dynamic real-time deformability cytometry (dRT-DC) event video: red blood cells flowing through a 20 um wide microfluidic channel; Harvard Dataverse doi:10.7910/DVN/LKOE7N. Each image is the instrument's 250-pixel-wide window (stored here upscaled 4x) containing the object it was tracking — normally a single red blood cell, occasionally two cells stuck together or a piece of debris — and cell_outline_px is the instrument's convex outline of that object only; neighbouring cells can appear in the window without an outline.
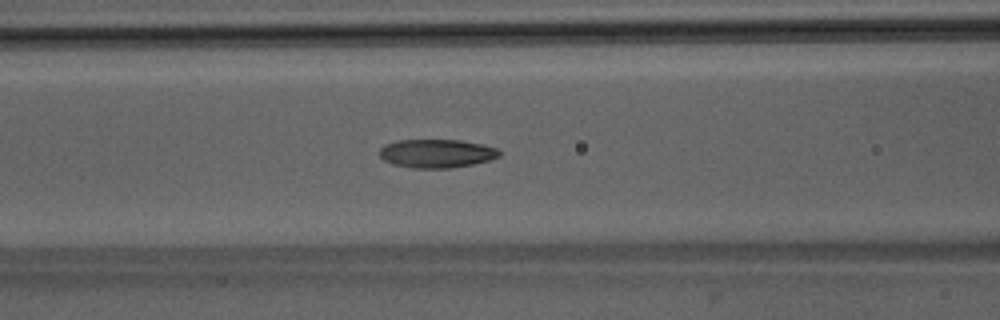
{"species": "Egyptian fruit bat (a non-hibernating species)", "species_latin": "Rousettus aegyptiacus", "temperature_condition": "room temperature", "stored_images_in_passage": 51, "camera_frame_rate_fps": 3000, "um_per_image_px": 0.085, "animal": {"sex": "male"}, "frame": {"image": 1, "passage_image": 21, "time_ms": 6.667, "image_size_px": [1000, 320], "cell_outline_px": [[500, 156], [488, 160], [472, 164], [448, 168], [412, 168], [392, 164], [384, 160], [380, 156], [380, 148], [384, 144], [396, 140], [460, 140], [480, 144], [496, 148], [500, 152]], "centroid_in_image_um": [37.06, 13.04], "position_along_channel_um": 129.5, "area_um2": 19.83}}
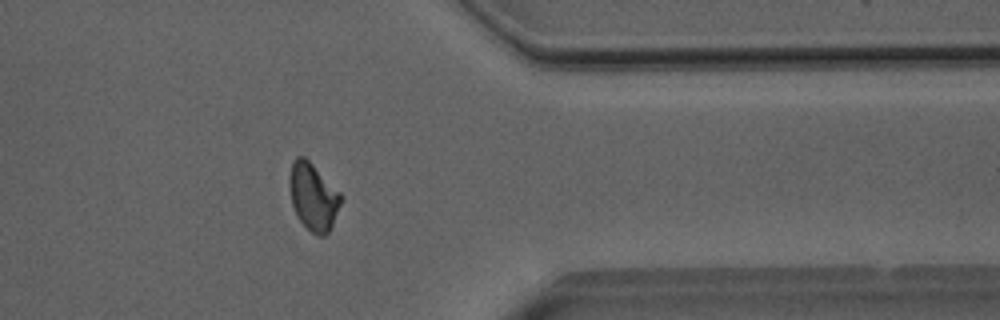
{"frame": {"image": 2, "passage_image": 41, "time_ms": 13.333, "image_size_px": [1000, 320], "cell_outline_px": [[344, 200], [328, 232], [324, 236], [316, 236], [300, 220], [292, 204], [288, 180], [292, 164], [296, 156], [304, 156], [344, 196]], "centroid_in_image_um": [26.65, 16.72], "position_along_channel_um": 384.8, "area_um2": 20.06}}
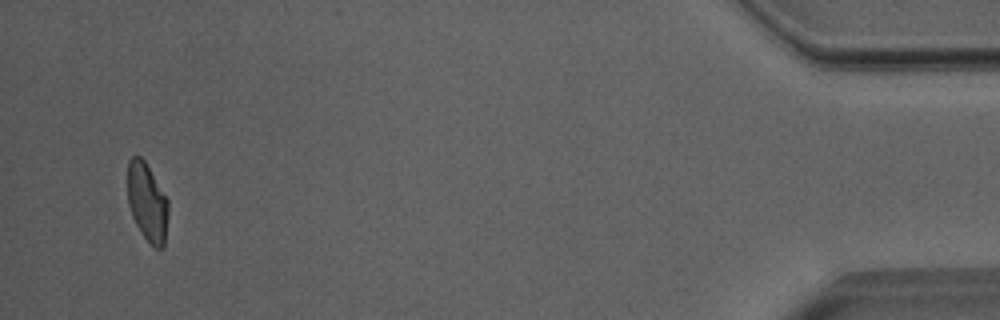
{"frame": {"image": 3, "passage_image": 49, "time_ms": 16.0, "image_size_px": [1000, 320], "cell_outline_px": [[168, 216], [164, 248], [156, 248], [144, 236], [136, 224], [132, 216], [128, 204], [128, 160], [132, 156], [140, 156], [144, 160], [168, 200]], "centroid_in_image_um": [12.51, 17.19], "position_along_channel_um": 422.7, "area_um2": 18.38}, "authors_computed_cell_mechanics": {"area_um2": 19.9988, "velocity_mm_per_s": 4.0102, "shape_relaxation_time_tau1_ms": 4.7822, "shape_relaxation_time_tau2_ms": 3.2272, "deformation_change_tau1": 0.1808, "deformation_change_tau2": 0.0926}}